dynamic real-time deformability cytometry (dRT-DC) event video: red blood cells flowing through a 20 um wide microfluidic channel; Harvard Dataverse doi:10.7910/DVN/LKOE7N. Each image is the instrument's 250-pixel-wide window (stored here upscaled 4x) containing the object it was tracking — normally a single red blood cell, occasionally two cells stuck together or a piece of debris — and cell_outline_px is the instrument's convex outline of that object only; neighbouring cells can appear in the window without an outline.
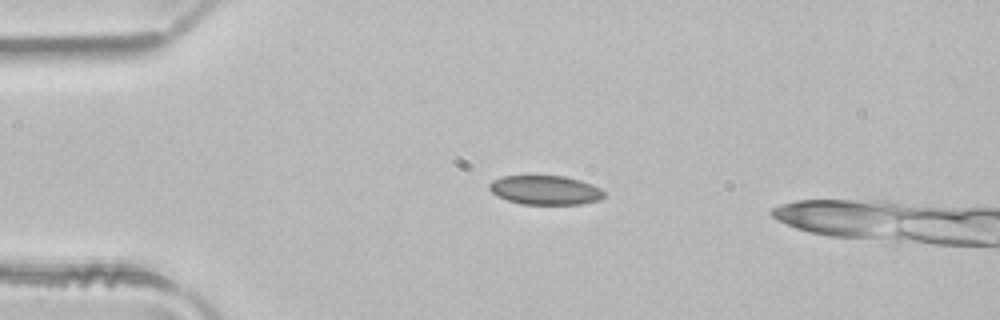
{"species": "common noctule bat (a hibernating species)", "species_latin": "Nyctalus noctula", "temperature_condition": "room temperature", "stored_images_in_passage": 4, "camera_frame_rate_fps": 3000, "um_per_image_px": 0.085, "animal": {"sex": "male", "body_mass_g": 21.5, "forearm_length_mm": 52.0}, "frame": {"image": 1, "passage_image": 3, "time_ms": 0.667, "image_size_px": [1000, 320], "cell_outline_px": [[604, 196], [600, 200], [580, 204], [520, 204], [508, 200], [492, 192], [488, 188], [488, 184], [492, 180], [504, 176], [564, 176], [580, 180], [592, 184], [600, 188], [604, 192]], "centroid_in_image_um": [46.36, 16.16], "position_along_channel_um": 38.6, "area_um2": 19.42}}